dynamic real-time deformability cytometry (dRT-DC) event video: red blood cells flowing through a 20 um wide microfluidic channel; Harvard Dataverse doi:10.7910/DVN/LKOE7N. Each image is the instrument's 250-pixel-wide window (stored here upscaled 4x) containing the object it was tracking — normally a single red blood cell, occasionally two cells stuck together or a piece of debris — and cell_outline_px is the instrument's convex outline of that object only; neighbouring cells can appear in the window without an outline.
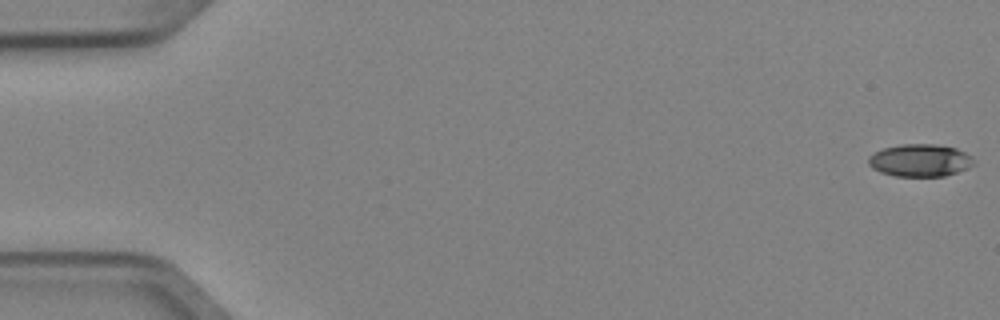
{"species": "Egyptian fruit bat (a non-hibernating species)", "species_latin": "Rousettus aegyptiacus", "temperature_condition": "cold", "stored_images_in_passage": 6, "camera_frame_rate_fps": 3000, "um_per_image_px": 0.085, "animal": {"sex": "female"}, "frame": {"image": 1, "passage_image": 1, "time_ms": 0.0, "image_size_px": [1000, 320], "cell_outline_px": [[972, 164], [968, 168], [944, 176], [896, 176], [880, 172], [872, 168], [868, 164], [868, 156], [872, 152], [884, 148], [900, 144], [936, 144], [956, 148], [972, 156]], "centroid_in_image_um": [78.15, 13.62], "position_along_channel_um": 6.8, "area_um2": 19.94}}
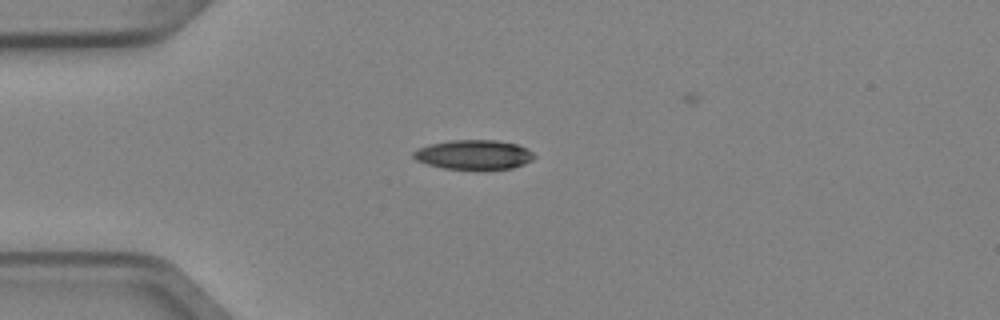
{"frame": {"image": 2, "passage_image": 4, "time_ms": 1.0, "image_size_px": [1000, 320], "cell_outline_px": [[536, 156], [532, 160], [524, 164], [512, 168], [444, 168], [428, 164], [416, 160], [412, 156], [412, 152], [420, 148], [432, 144], [448, 140], [496, 140], [516, 144], [528, 148]], "centroid_in_image_um": [40.3, 13.13], "position_along_channel_um": 44.7, "area_um2": 20.4}}
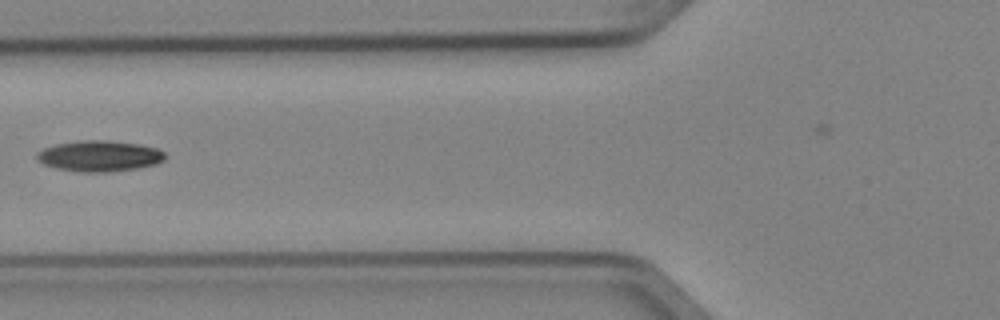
{"frame": {"image": 3, "passage_image": 6, "time_ms": 1.667, "image_size_px": [1000, 320], "cell_outline_px": [[164, 160], [156, 164], [140, 168], [108, 172], [80, 172], [56, 168], [44, 164], [36, 160], [36, 152], [44, 148], [56, 144], [80, 140], [108, 140], [140, 144], [156, 148], [164, 152]], "centroid_in_image_um": [8.44, 13.26], "position_along_channel_um": 117.4, "area_um2": 23.24}}